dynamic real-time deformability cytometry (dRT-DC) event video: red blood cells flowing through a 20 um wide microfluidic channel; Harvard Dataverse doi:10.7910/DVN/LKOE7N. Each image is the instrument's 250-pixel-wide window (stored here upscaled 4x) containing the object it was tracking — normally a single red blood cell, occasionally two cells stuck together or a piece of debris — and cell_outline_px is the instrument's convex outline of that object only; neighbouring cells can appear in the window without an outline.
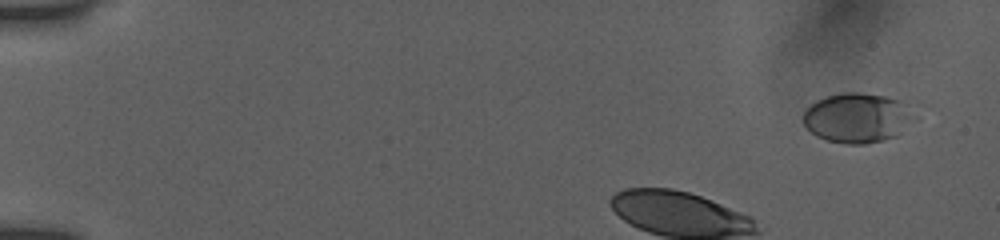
{"species": "human", "species_latin": "Homo sapiens", "temperature_condition": "room temperature", "stored_images_in_passage": 8, "camera_frame_rate_fps": 3000, "um_per_image_px": 0.085, "donor": {"sex": "female"}, "frame": {"image": 1, "passage_image": 1, "time_ms": 0.0, "image_size_px": [1000, 240], "cell_outline_px": [[920, 120], [896, 136], [884, 140], [864, 144], [848, 144], [828, 140], [816, 136], [804, 124], [804, 112], [816, 100], [840, 92], [860, 92], [884, 96], [900, 100], [920, 116]], "centroid_in_image_um": [72.98, 10.02], "position_along_channel_um": 12.0, "area_um2": 32.71}}
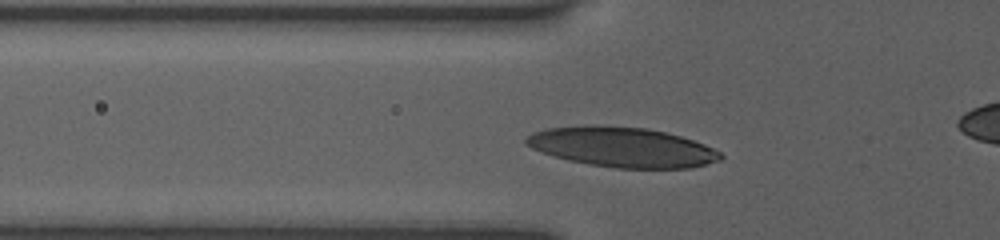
{"frame": {"image": 2, "passage_image": 6, "time_ms": 3.667, "image_size_px": [1000, 240], "cell_outline_px": [[724, 156], [720, 160], [688, 168], [616, 168], [588, 164], [568, 160], [552, 156], [532, 148], [524, 144], [524, 140], [532, 132], [544, 128], [584, 124], [592, 124], [648, 128], [680, 136], [704, 144], [720, 152]], "centroid_in_image_um": [52.81, 12.49], "position_along_channel_um": 73.0, "area_um2": 45.49}}
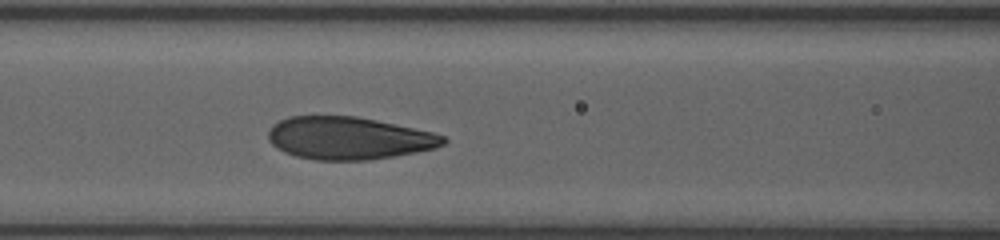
{"frame": {"image": 3, "passage_image": 8, "time_ms": 5.333, "image_size_px": [1000, 240], "cell_outline_px": [[448, 140], [444, 144], [436, 148], [392, 156], [368, 160], [316, 160], [296, 156], [284, 152], [276, 148], [268, 140], [268, 132], [272, 124], [288, 116], [356, 116], [376, 120], [432, 132], [444, 136]], "centroid_in_image_um": [29.6, 11.74], "position_along_channel_um": 137.0, "area_um2": 43.35}}